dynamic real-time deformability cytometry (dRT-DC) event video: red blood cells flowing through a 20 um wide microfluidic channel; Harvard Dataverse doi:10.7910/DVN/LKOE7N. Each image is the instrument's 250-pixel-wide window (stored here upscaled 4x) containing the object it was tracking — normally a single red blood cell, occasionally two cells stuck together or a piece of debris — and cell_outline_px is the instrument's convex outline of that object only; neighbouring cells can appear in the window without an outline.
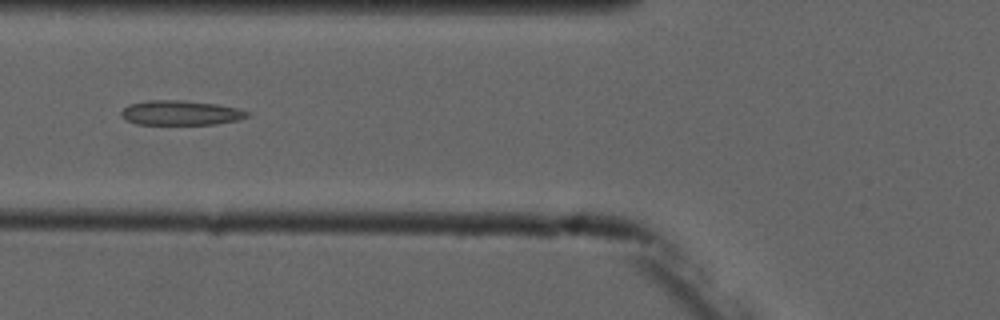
{"species": "common noctule bat (a hibernating species)", "species_latin": "Nyctalus noctula", "temperature_condition": "cold", "stored_images_in_passage": 5, "camera_frame_rate_fps": 3000, "um_per_image_px": 0.085, "animal": {"sex": "male", "forearm_length_mm": 52.5}, "frame": {"image": 1, "passage_image": 5, "time_ms": 5.0, "image_size_px": [1000, 320], "cell_outline_px": [[248, 116], [240, 120], [216, 124], [136, 124], [128, 120], [120, 112], [128, 104], [148, 100], [180, 100], [216, 104], [240, 108], [248, 112]], "centroid_in_image_um": [15.39, 9.59], "position_along_channel_um": 110.4, "area_um2": 18.03}}